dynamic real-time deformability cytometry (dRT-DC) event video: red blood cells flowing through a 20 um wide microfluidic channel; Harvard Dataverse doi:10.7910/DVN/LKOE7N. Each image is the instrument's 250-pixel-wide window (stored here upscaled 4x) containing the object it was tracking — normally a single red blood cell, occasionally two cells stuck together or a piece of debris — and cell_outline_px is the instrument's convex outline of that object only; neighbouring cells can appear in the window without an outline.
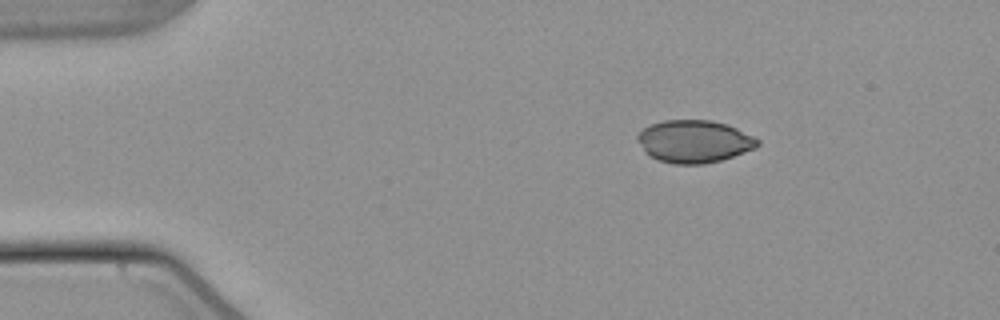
{"species": "common noctule bat (a hibernating species)", "species_latin": "Nyctalus noctula", "temperature_condition": "warm", "stored_images_in_passage": 39, "camera_frame_rate_fps": 3000, "um_per_image_px": 0.085, "animal": {"sex": "male", "body_mass_g": 21.5, "forearm_length_mm": 52.0}, "frame": {"image": 1, "passage_image": 1, "time_ms": 0.0, "image_size_px": [1000, 320], "cell_outline_px": [[760, 144], [756, 148], [720, 160], [704, 164], [676, 164], [660, 160], [644, 152], [636, 140], [636, 136], [644, 128], [652, 124], [664, 120], [712, 120], [728, 124], [760, 140]], "centroid_in_image_um": [59.0, 12.01], "position_along_channel_um": 26.0, "area_um2": 29.65}}
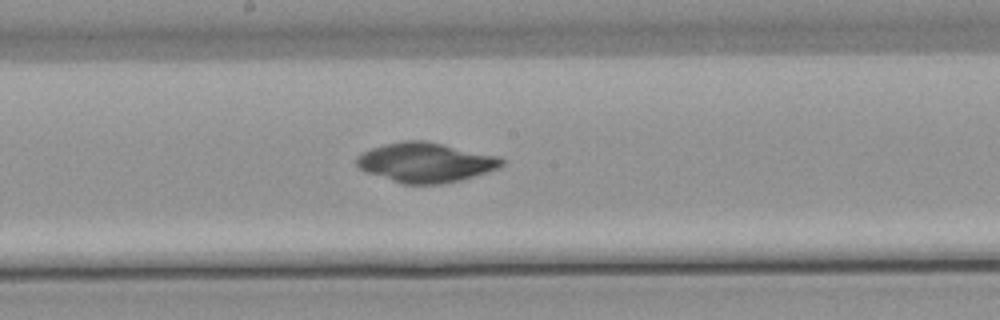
{"frame": {"image": 2, "passage_image": 21, "time_ms": 6.667, "image_size_px": [1000, 320], "cell_outline_px": [[504, 164], [496, 168], [460, 180], [440, 184], [404, 184], [364, 172], [356, 164], [356, 160], [364, 152], [372, 148], [384, 144], [404, 140], [424, 140], [496, 156], [504, 160]], "centroid_in_image_um": [36.12, 13.81], "position_along_channel_um": 212.1, "area_um2": 32.95}}
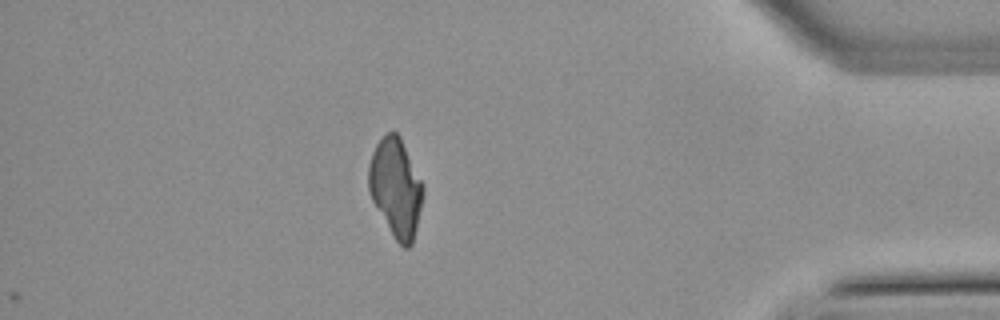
{"frame": {"image": 3, "passage_image": 39, "time_ms": 12.667, "image_size_px": [1000, 320], "cell_outline_px": [[424, 192], [416, 228], [412, 244], [408, 248], [404, 248], [396, 240], [372, 200], [368, 192], [368, 168], [372, 152], [376, 144], [384, 132], [396, 132], [400, 136], [424, 184]], "centroid_in_image_um": [33.64, 15.91], "position_along_channel_um": 401.6, "area_um2": 31.21}}